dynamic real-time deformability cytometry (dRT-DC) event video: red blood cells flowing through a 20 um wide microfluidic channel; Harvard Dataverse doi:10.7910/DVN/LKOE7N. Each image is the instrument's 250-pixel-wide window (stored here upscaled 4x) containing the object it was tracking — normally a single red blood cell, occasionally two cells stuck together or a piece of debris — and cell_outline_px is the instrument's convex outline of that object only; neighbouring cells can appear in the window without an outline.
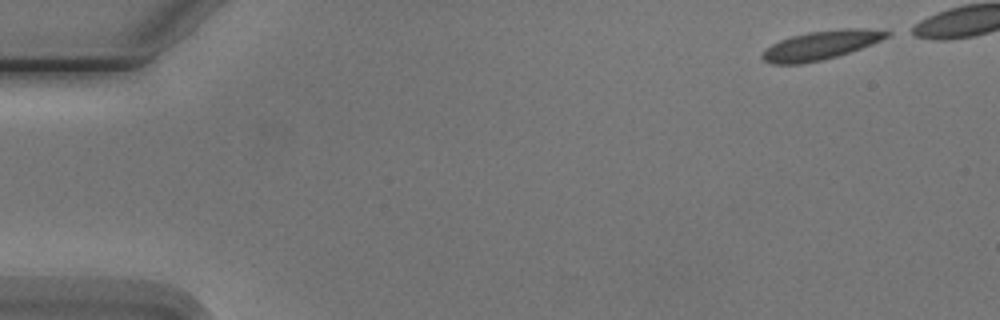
{"species": "Egyptian fruit bat (a non-hibernating species)", "species_latin": "Rousettus aegyptiacus", "temperature_condition": "cold", "stored_images_in_passage": 4, "camera_frame_rate_fps": 3000, "um_per_image_px": 0.085, "animal": {"sex": "male"}, "frame": {"image": 1, "passage_image": 1, "time_ms": 0.0, "image_size_px": [1000, 320], "cell_outline_px": [[892, 32], [888, 36], [872, 44], [836, 56], [820, 60], [800, 64], [772, 64], [764, 60], [760, 56], [772, 44], [780, 40], [792, 36], [808, 32], [844, 28], [856, 28]], "centroid_in_image_um": [69.74, 3.84], "position_along_channel_um": 15.3, "area_um2": 20.46}}